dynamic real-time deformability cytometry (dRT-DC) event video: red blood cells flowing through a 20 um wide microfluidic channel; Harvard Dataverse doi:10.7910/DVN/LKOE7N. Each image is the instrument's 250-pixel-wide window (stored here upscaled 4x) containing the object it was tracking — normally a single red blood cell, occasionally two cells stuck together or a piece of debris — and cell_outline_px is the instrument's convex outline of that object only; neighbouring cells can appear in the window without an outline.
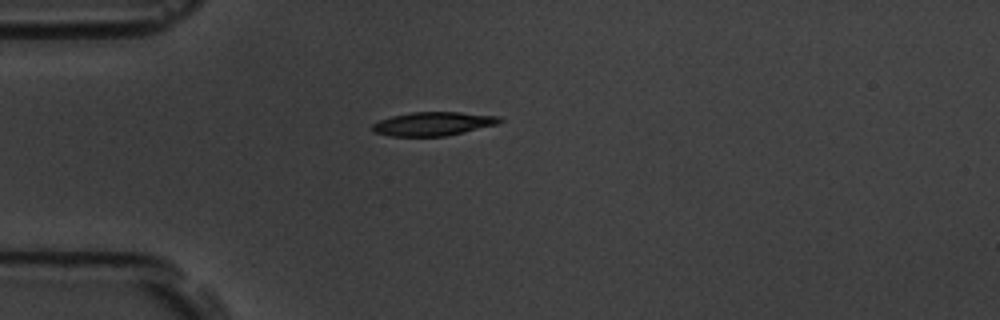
{"species": "common noctule bat (a hibernating species)", "species_latin": "Nyctalus noctula", "temperature_condition": "room temperature", "stored_images_in_passage": 12, "camera_frame_rate_fps": 3000, "um_per_image_px": 0.085, "animal": {"sex": "male", "body_mass_g": 19.5, "forearm_length_mm": 54.6}, "frame": {"image": 1, "passage_image": 1, "time_ms": 0.0, "image_size_px": [1000, 320], "cell_outline_px": [[504, 120], [496, 124], [448, 136], [392, 136], [376, 132], [372, 128], [372, 124], [380, 120], [392, 116], [412, 112], [460, 112], [500, 116]], "centroid_in_image_um": [36.85, 10.51], "position_along_channel_um": 48.1, "area_um2": 17.46}}
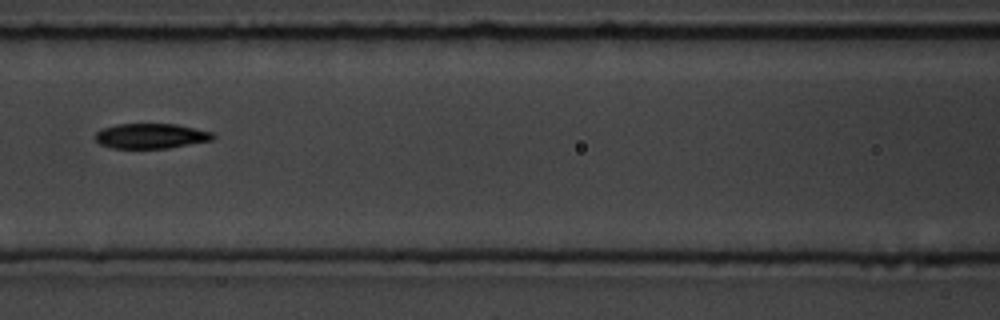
{"frame": {"image": 2, "passage_image": 4, "time_ms": 1.0, "image_size_px": [1000, 320], "cell_outline_px": [[216, 136], [212, 140], [168, 148], [112, 148], [100, 144], [96, 140], [96, 132], [104, 128], [116, 124], [176, 124], [212, 132]], "centroid_in_image_um": [12.84, 11.56], "position_along_channel_um": 153.8, "area_um2": 17.05}}
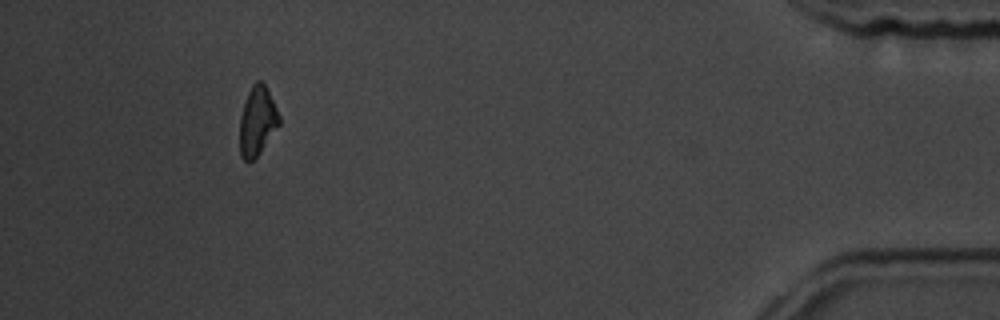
{"frame": {"image": 3, "passage_image": 11, "time_ms": 3.333, "image_size_px": [1000, 320], "cell_outline_px": [[280, 124], [260, 152], [252, 160], [244, 160], [240, 156], [240, 116], [244, 100], [252, 84], [256, 80], [260, 80], [264, 84], [280, 116]], "centroid_in_image_um": [21.85, 10.28], "position_along_channel_um": 413.3, "area_um2": 15.72}}